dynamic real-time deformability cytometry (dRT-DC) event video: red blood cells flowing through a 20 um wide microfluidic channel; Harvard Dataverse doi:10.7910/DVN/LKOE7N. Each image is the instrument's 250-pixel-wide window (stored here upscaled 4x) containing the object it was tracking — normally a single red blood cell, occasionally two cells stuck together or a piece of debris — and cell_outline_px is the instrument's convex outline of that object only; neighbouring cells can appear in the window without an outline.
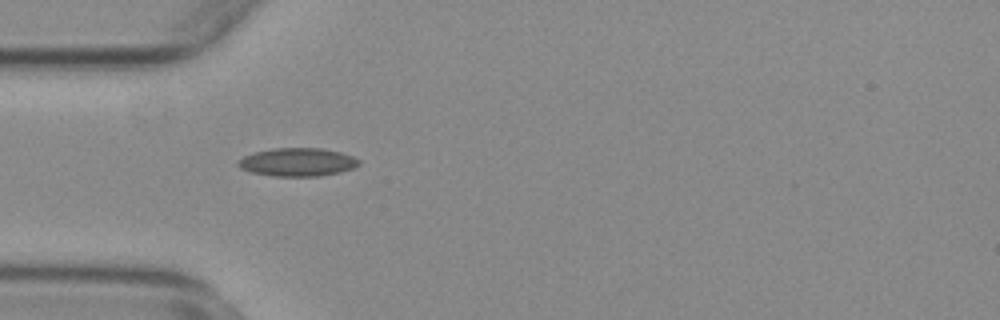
{"species": "common noctule bat (a hibernating species)", "species_latin": "Nyctalus noctula", "temperature_condition": "warm", "stored_images_in_passage": 39, "camera_frame_rate_fps": 3000, "um_per_image_px": 0.085, "animal": {"sex": "female", "body_mass_g": 29.2, "forearm_length_mm": 56.3}, "frame": {"image": 1, "passage_image": 1, "time_ms": 0.0, "image_size_px": [1000, 320], "cell_outline_px": [[360, 164], [352, 168], [340, 172], [316, 176], [272, 176], [252, 172], [240, 168], [236, 164], [244, 156], [256, 152], [272, 148], [320, 148], [340, 152], [352, 156], [360, 160]], "centroid_in_image_um": [25.29, 13.78], "position_along_channel_um": 59.7, "area_um2": 19.71}}
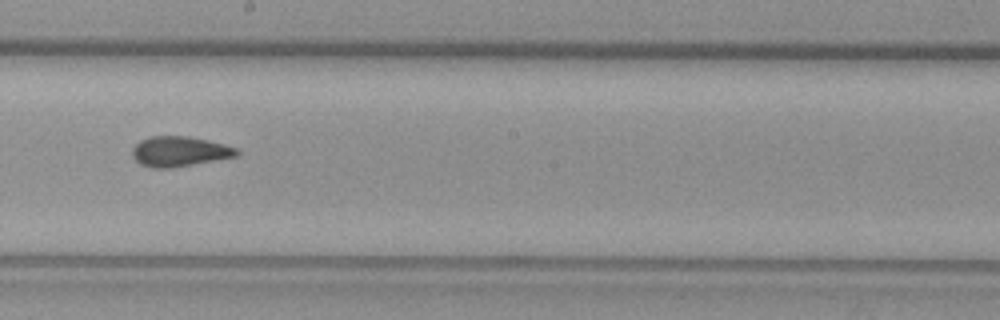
{"frame": {"image": 2, "passage_image": 15, "time_ms": 4.667, "image_size_px": [1000, 320], "cell_outline_px": [[240, 152], [236, 156], [172, 168], [152, 168], [140, 164], [132, 156], [132, 148], [140, 140], [152, 136], [188, 136], [208, 140], [224, 144], [236, 148]], "centroid_in_image_um": [15.23, 12.87], "position_along_channel_um": 233.0, "area_um2": 18.26}}
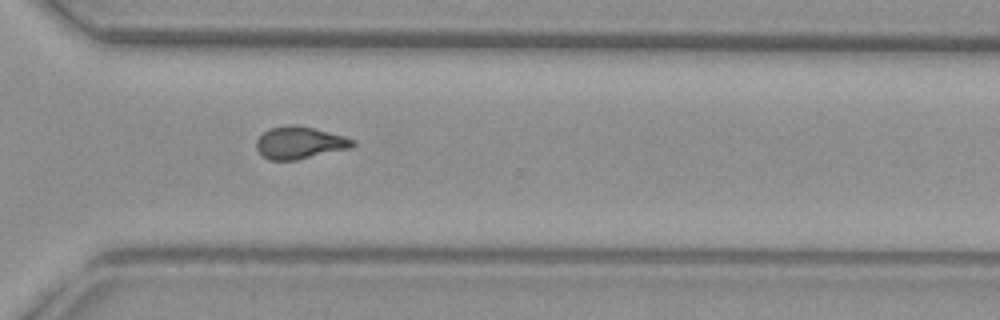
{"frame": {"image": 3, "passage_image": 24, "time_ms": 7.667, "image_size_px": [1000, 320], "cell_outline_px": [[356, 144], [352, 148], [296, 160], [268, 160], [256, 148], [256, 140], [264, 132], [272, 128], [288, 124], [296, 124], [344, 136], [356, 140]], "centroid_in_image_um": [25.5, 12.14], "position_along_channel_um": 345.1, "area_um2": 18.09}, "authors_computed_cell_mechanics": {"area_um2": 18.0336, "velocity_mm_per_s": 3.747, "shape_relaxation_time_tau1_ms": null, "shape_relaxation_time_tau2_ms": 1.886, "deformation_change_tau1": null, "deformation_change_tau2": 0.0844}}